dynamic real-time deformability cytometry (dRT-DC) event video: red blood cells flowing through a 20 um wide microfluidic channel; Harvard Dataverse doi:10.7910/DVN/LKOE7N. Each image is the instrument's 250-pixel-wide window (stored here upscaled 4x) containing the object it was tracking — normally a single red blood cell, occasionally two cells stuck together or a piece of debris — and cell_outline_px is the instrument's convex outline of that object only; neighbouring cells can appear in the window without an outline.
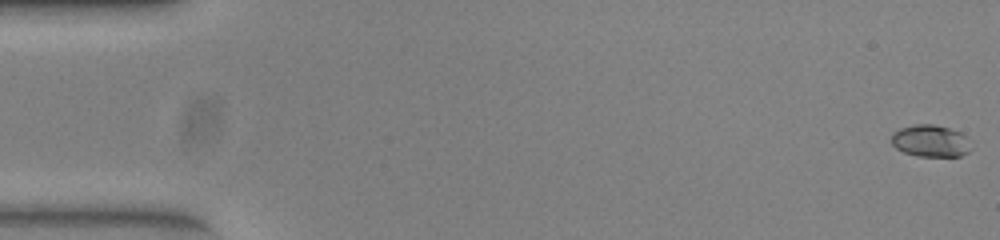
{"species": "common noctule bat (a hibernating species)", "species_latin": "Nyctalus noctula", "temperature_condition": "warm", "stored_images_in_passage": 53, "camera_frame_rate_fps": 3000, "um_per_image_px": 0.085, "animal": {"sex": "female", "body_mass_g": 23.0, "forearm_length_mm": 53.4}, "frame": {"image": 1, "passage_image": 1, "time_ms": 0.0, "image_size_px": [1000, 240], "cell_outline_px": [[972, 148], [968, 152], [960, 156], [916, 156], [904, 152], [896, 148], [892, 144], [892, 132], [900, 128], [916, 124], [932, 124], [948, 128], [960, 132], [968, 136], [972, 140]], "centroid_in_image_um": [79.14, 11.98], "position_along_channel_um": 5.9, "area_um2": 15.09}}
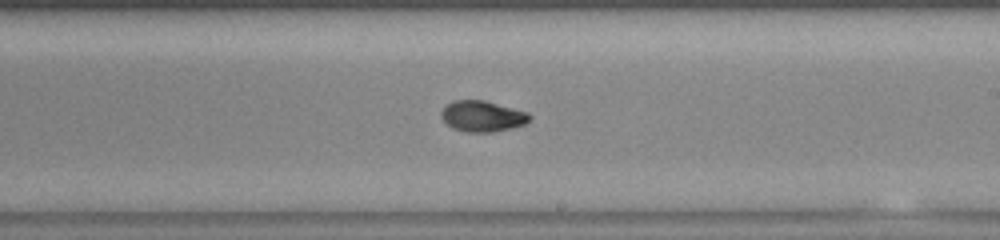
{"frame": {"image": 2, "passage_image": 31, "time_ms": 10.0, "image_size_px": [1000, 240], "cell_outline_px": [[532, 116], [524, 124], [492, 132], [468, 132], [452, 128], [440, 116], [440, 112], [452, 100], [484, 100], [528, 112]], "centroid_in_image_um": [40.98, 9.87], "position_along_channel_um": 248.0, "area_um2": 15.72}}
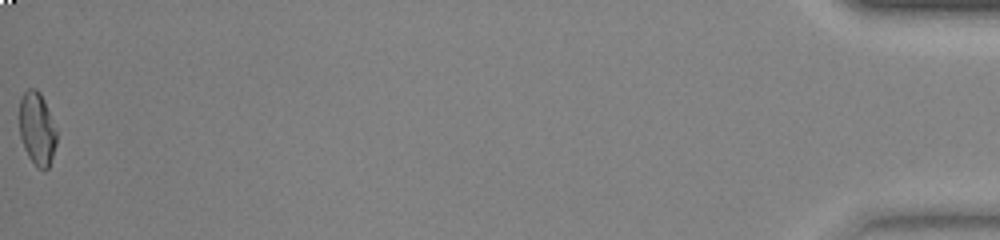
{"frame": {"image": 3, "passage_image": 53, "time_ms": 17.333, "image_size_px": [1000, 240], "cell_outline_px": [[56, 144], [48, 168], [36, 168], [28, 156], [24, 148], [20, 136], [20, 100], [24, 92], [28, 88], [36, 88], [40, 92], [44, 100], [56, 132]], "centroid_in_image_um": [3.13, 10.94], "position_along_channel_um": 432.1, "area_um2": 15.55}, "authors_computed_cell_mechanics": {"area_um2": 15.7216, "velocity_mm_per_s": 3.9437, "shape_relaxation_time_tau1_ms": null, "shape_relaxation_time_tau2_ms": 1.8562, "deformation_change_tau1": null, "deformation_change_tau2": 0.0547}}